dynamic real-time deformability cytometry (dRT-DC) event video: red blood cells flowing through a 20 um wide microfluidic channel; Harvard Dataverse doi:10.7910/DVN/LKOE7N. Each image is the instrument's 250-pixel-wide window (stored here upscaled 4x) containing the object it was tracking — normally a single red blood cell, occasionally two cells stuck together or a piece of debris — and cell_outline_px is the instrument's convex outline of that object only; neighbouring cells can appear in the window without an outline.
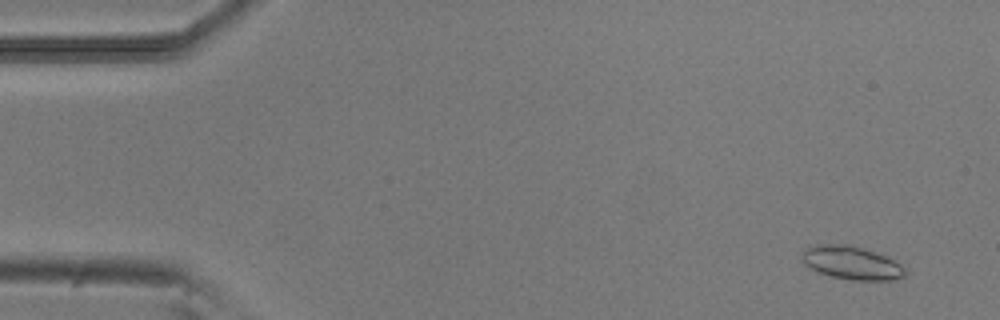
{"species": "common noctule bat (a hibernating species)", "species_latin": "Nyctalus noctula", "temperature_condition": "room temperature", "stored_images_in_passage": 52, "camera_frame_rate_fps": 3000, "um_per_image_px": 0.085, "animal": {"sex": "male", "body_mass_g": 20.5, "forearm_length_mm": 52.5}, "frame": {"image": 1, "passage_image": 3, "time_ms": 0.667, "image_size_px": [1000, 320], "cell_outline_px": [[904, 276], [892, 280], [852, 280], [832, 276], [820, 272], [804, 264], [804, 252], [808, 248], [816, 244], [848, 244], [884, 256], [900, 264], [904, 268]], "centroid_in_image_um": [72.39, 22.35], "position_along_channel_um": 12.6, "area_um2": 19.31}}
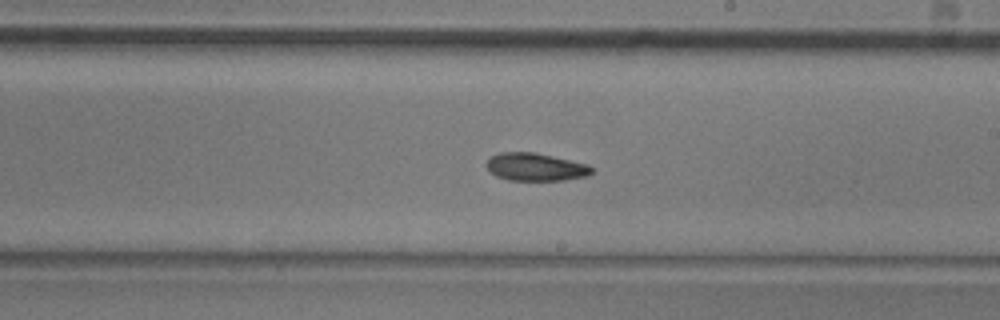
{"frame": {"image": 2, "passage_image": 30, "time_ms": 9.667, "image_size_px": [1000, 320], "cell_outline_px": [[592, 172], [588, 176], [564, 180], [508, 180], [496, 176], [484, 164], [492, 156], [500, 152], [536, 152], [588, 164], [592, 168]], "centroid_in_image_um": [45.53, 14.19], "position_along_channel_um": 243.5, "area_um2": 17.05}}
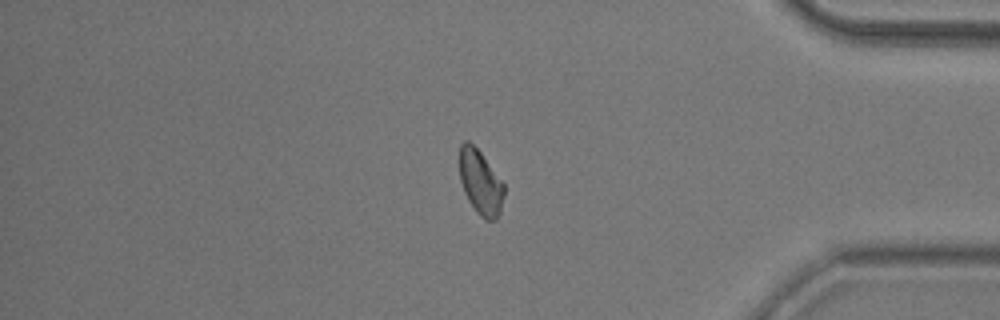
{"frame": {"image": 3, "passage_image": 44, "time_ms": 14.333, "image_size_px": [1000, 320], "cell_outline_px": [[504, 196], [500, 212], [496, 220], [484, 220], [476, 212], [468, 200], [464, 192], [460, 180], [460, 144], [464, 140], [468, 140], [480, 152], [504, 184]], "centroid_in_image_um": [40.84, 15.53], "position_along_channel_um": 394.4, "area_um2": 16.7}, "authors_computed_cell_mechanics": {"area_um2": 17.4556, "velocity_mm_per_s": 3.8441, "shape_relaxation_time_tau1_ms": 4.0267, "shape_relaxation_time_tau2_ms": 11.2651, "deformation_change_tau1": 0.1126, "deformation_change_tau2": 0.1402}}